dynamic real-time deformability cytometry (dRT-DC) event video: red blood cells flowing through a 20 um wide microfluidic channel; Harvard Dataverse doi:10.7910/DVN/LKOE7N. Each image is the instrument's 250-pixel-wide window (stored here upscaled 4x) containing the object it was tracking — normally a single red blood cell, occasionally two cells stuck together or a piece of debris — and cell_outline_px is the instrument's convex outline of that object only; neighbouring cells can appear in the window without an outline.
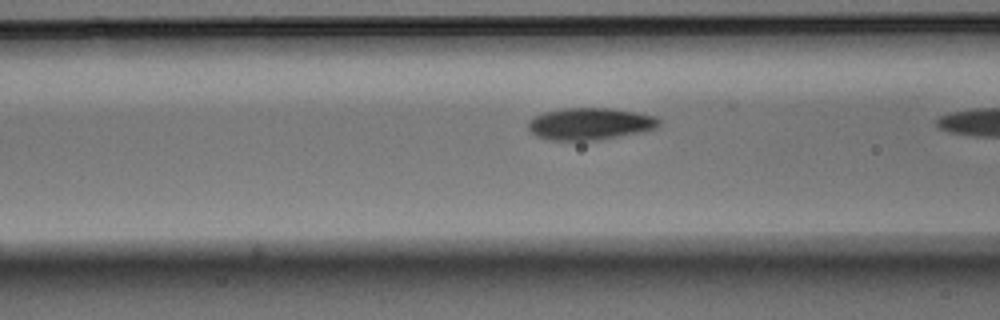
{"species": "Egyptian fruit bat (a non-hibernating species)", "species_latin": "Rousettus aegyptiacus", "temperature_condition": "warm", "stored_images_in_passage": 15, "camera_frame_rate_fps": 3000, "um_per_image_px": 0.085, "animal": {"sex": "male"}, "frame": {"image": 1, "passage_image": 14, "time_ms": 4.333, "image_size_px": [1000, 320], "cell_outline_px": [[660, 124], [656, 128], [644, 132], [596, 140], [552, 140], [536, 136], [528, 128], [528, 120], [544, 112], [564, 108], [612, 108], [636, 112], [656, 116], [660, 120]], "centroid_in_image_um": [50.18, 10.52], "position_along_channel_um": 116.4, "area_um2": 24.45}}